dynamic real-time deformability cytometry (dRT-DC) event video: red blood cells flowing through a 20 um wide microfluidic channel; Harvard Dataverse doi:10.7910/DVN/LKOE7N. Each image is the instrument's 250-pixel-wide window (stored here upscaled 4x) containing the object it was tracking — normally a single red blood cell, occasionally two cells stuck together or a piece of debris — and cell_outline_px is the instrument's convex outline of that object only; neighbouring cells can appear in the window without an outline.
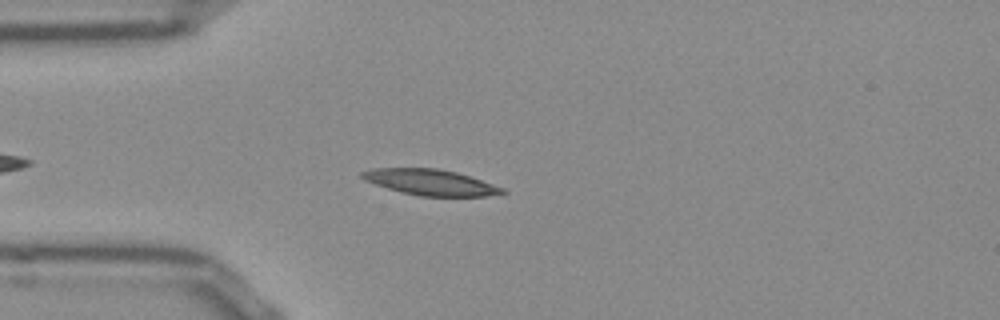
{"species": "Egyptian fruit bat (a non-hibernating species)", "species_latin": "Rousettus aegyptiacus", "temperature_condition": "room temperature", "stored_images_in_passage": 41, "camera_frame_rate_fps": 3000, "um_per_image_px": 0.085, "frame": {"image": 1, "passage_image": 6, "time_ms": 1.667, "image_size_px": [1000, 320], "cell_outline_px": [[508, 192], [484, 196], [420, 196], [388, 188], [364, 180], [360, 176], [360, 172], [372, 168], [436, 168], [456, 172], [504, 188]], "centroid_in_image_um": [36.56, 15.49], "position_along_channel_um": 48.4, "area_um2": 20.81}}
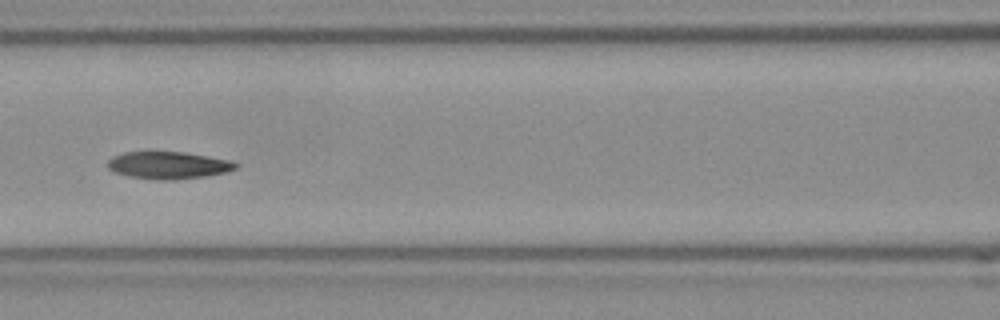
{"frame": {"image": 2, "passage_image": 15, "time_ms": 4.667, "image_size_px": [1000, 320], "cell_outline_px": [[240, 164], [236, 168], [224, 172], [204, 176], [176, 180], [156, 180], [132, 176], [116, 172], [108, 168], [108, 160], [112, 156], [124, 152], [184, 152], [208, 156], [228, 160]], "centroid_in_image_um": [14.3, 14.04], "position_along_channel_um": 152.3, "area_um2": 20.11}}
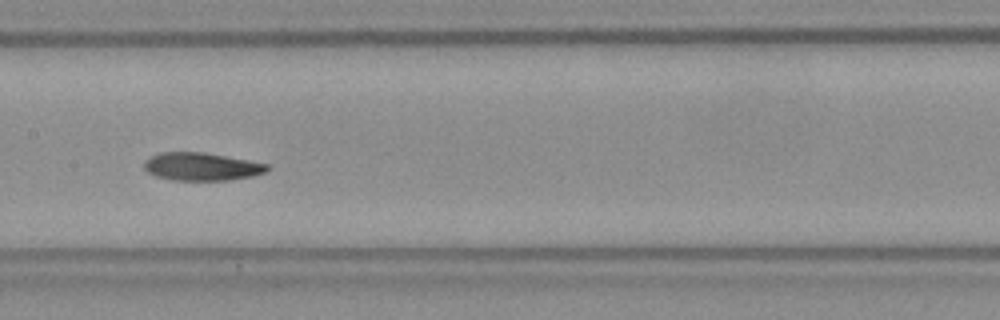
{"frame": {"image": 3, "passage_image": 18, "time_ms": 5.667, "image_size_px": [1000, 320], "cell_outline_px": [[272, 168], [264, 172], [252, 176], [228, 180], [172, 180], [156, 176], [148, 172], [144, 168], [144, 160], [148, 156], [160, 152], [204, 152], [248, 160], [268, 164]], "centroid_in_image_um": [17.11, 14.15], "position_along_channel_um": 190.3, "area_um2": 20.11}, "authors_computed_cell_mechanics": {"area_um2": 20.8658, "velocity_mm_per_s": 3.8018, "shape_relaxation_time_tau1_ms": 10.7226, "shape_relaxation_time_tau2_ms": 6.1411, "deformation_change_tau1": 0.2238, "deformation_change_tau2": 0.1317}}